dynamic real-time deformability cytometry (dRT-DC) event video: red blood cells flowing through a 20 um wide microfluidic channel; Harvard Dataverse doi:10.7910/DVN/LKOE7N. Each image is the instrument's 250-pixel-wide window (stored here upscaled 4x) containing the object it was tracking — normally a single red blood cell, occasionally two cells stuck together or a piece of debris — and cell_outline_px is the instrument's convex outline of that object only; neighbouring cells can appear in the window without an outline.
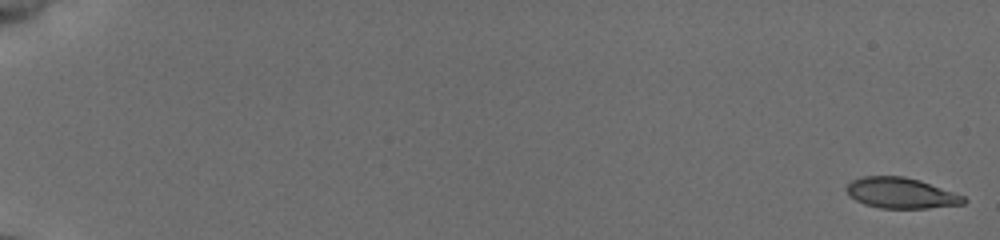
{"species": "common noctule bat (a hibernating species)", "species_latin": "Nyctalus noctula", "temperature_condition": "cold", "stored_images_in_passage": 56, "segment_of_instrument_passage": [1, 2], "camera_frame_rate_fps": 3000, "um_per_image_px": 0.085, "animal": {"sex": "female", "body_mass_g": 19.5, "forearm_length_mm": 54.1}, "frame": {"image": 1, "passage_image": 1, "time_ms": 0.0, "image_size_px": [1000, 240], "cell_outline_px": [[968, 200], [964, 204], [928, 208], [880, 208], [864, 204], [848, 196], [844, 188], [852, 180], [864, 176], [904, 176], [920, 180], [964, 196]], "centroid_in_image_um": [76.56, 16.41], "position_along_channel_um": 8.4, "area_um2": 21.04}}
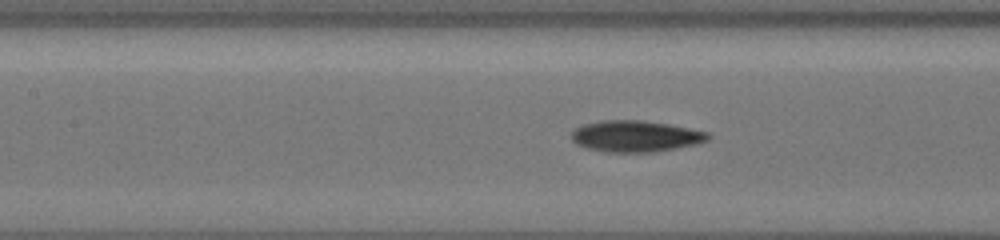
{"frame": {"image": 2, "passage_image": 28, "time_ms": 9.0, "image_size_px": [1000, 240], "cell_outline_px": [[712, 136], [708, 140], [700, 144], [656, 152], [604, 152], [588, 148], [576, 144], [572, 140], [572, 132], [576, 128], [584, 124], [600, 120], [640, 120], [668, 124], [708, 132]], "centroid_in_image_um": [54.06, 11.59], "position_along_channel_um": 153.3, "area_um2": 25.09}}
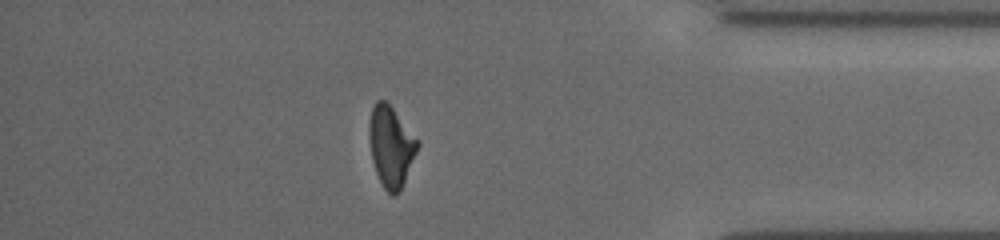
{"frame": {"image": 3, "passage_image": 49, "time_ms": 16.0, "image_size_px": [1000, 240], "cell_outline_px": [[420, 144], [400, 192], [392, 196], [384, 188], [376, 172], [372, 160], [368, 136], [368, 128], [372, 108], [376, 100], [384, 100], [392, 108], [420, 140]], "centroid_in_image_um": [33.24, 12.45], "position_along_channel_um": 402.0, "area_um2": 22.77}}